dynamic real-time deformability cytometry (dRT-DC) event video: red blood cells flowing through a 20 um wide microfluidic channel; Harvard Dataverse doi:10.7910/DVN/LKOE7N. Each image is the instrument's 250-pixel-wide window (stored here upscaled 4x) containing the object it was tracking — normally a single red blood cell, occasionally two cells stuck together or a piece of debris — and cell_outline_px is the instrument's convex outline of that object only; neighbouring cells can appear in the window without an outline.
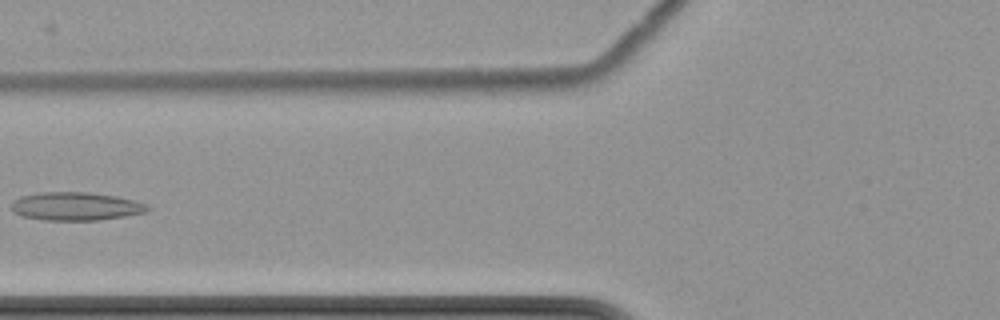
{"species": "common noctule bat (a hibernating species)", "species_latin": "Nyctalus noctula", "temperature_condition": "cold", "stored_images_in_passage": 7, "camera_frame_rate_fps": 3000, "um_per_image_px": 0.085, "animal": {"sex": "female", "body_mass_g": 22.7, "forearm_length_mm": 54.2}, "frame": {"image": 1, "passage_image": 7, "time_ms": 8.333, "image_size_px": [1000, 320], "cell_outline_px": [[152, 208], [144, 212], [124, 216], [100, 220], [44, 220], [24, 216], [12, 212], [12, 200], [20, 196], [40, 192], [88, 192], [116, 196], [136, 200], [148, 204]], "centroid_in_image_um": [6.45, 17.53], "position_along_channel_um": 119.3, "area_um2": 22.54}}